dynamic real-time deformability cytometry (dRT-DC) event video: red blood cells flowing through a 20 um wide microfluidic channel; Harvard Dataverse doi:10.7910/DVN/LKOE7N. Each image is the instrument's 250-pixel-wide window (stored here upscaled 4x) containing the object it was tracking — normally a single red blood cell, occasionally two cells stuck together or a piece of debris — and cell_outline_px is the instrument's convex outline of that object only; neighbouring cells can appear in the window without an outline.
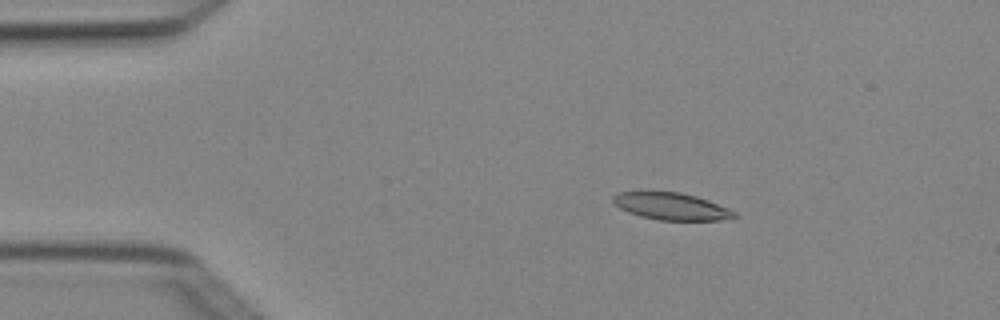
{"species": "Egyptian fruit bat (a non-hibernating species)", "species_latin": "Rousettus aegyptiacus", "temperature_condition": "cold", "stored_images_in_passage": 6, "camera_frame_rate_fps": 3000, "um_per_image_px": 0.085, "animal": {"sex": "female"}, "frame": {"image": 1, "passage_image": 1, "time_ms": 0.0, "image_size_px": [1000, 320], "cell_outline_px": [[736, 216], [732, 220], [660, 220], [640, 216], [628, 212], [620, 208], [612, 200], [612, 196], [616, 192], [648, 188], [652, 188], [680, 192], [696, 196], [708, 200], [728, 208], [736, 212]], "centroid_in_image_um": [56.99, 17.48], "position_along_channel_um": 28.0, "area_um2": 20.11}}
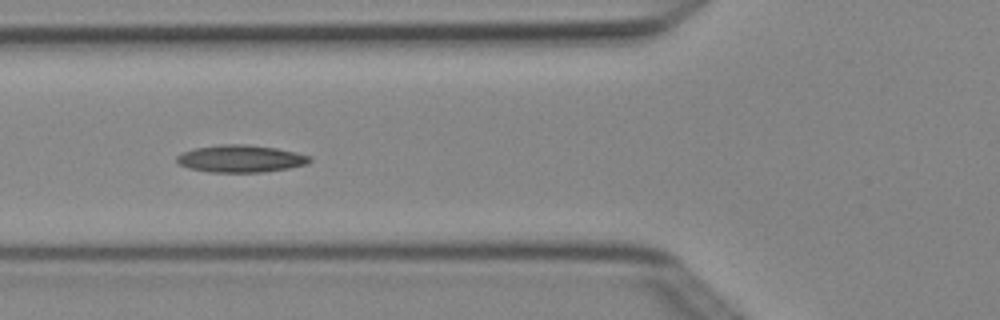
{"frame": {"image": 2, "passage_image": 4, "time_ms": 1.0, "image_size_px": [1000, 320], "cell_outline_px": [[312, 160], [308, 164], [288, 168], [260, 172], [208, 172], [188, 168], [180, 164], [176, 160], [176, 156], [184, 152], [196, 148], [220, 144], [244, 144], [276, 148], [308, 156]], "centroid_in_image_um": [20.42, 13.49], "position_along_channel_um": 105.4, "area_um2": 20.87}}
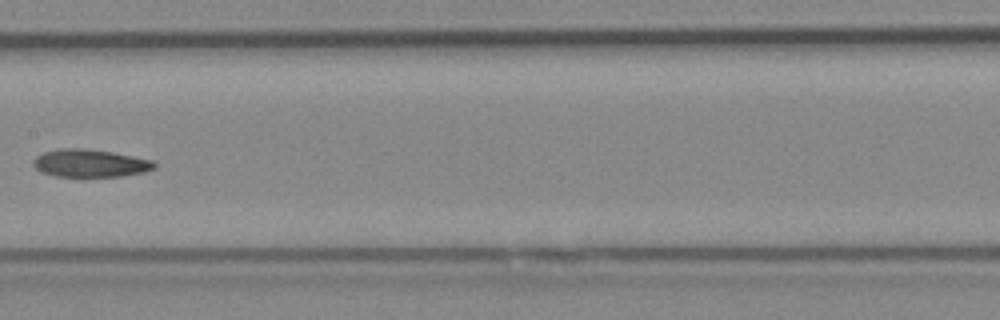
{"frame": {"image": 3, "passage_image": 6, "time_ms": 1.667, "image_size_px": [1000, 320], "cell_outline_px": [[156, 168], [144, 172], [120, 176], [56, 176], [40, 172], [32, 164], [32, 160], [36, 156], [44, 152], [60, 148], [84, 148], [112, 152], [156, 160]], "centroid_in_image_um": [7.67, 13.86], "position_along_channel_um": 199.7, "area_um2": 19.71}}